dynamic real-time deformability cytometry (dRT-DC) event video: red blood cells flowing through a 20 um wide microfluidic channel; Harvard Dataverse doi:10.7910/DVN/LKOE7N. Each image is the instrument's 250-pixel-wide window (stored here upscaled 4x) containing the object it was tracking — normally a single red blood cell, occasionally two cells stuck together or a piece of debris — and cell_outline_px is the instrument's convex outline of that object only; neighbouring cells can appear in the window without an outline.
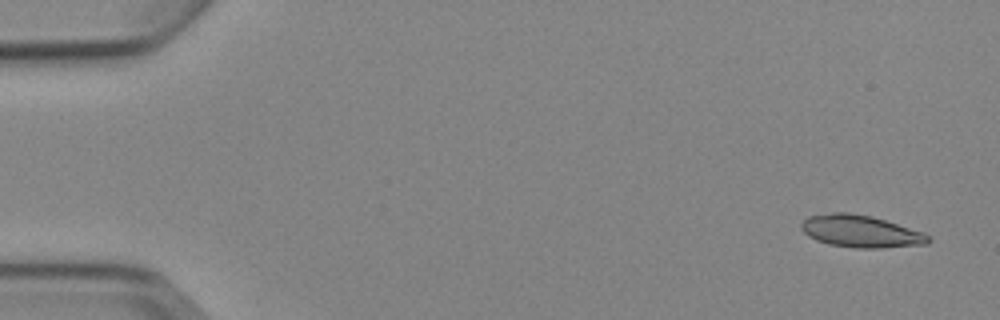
{"species": "Egyptian fruit bat (a non-hibernating species)", "species_latin": "Rousettus aegyptiacus", "temperature_condition": "cold", "stored_images_in_passage": 5, "camera_frame_rate_fps": 3000, "um_per_image_px": 0.085, "animal": {"sex": "female"}, "frame": {"image": 1, "passage_image": 1, "time_ms": 0.0, "image_size_px": [1000, 320], "cell_outline_px": [[932, 240], [928, 244], [880, 248], [856, 248], [828, 244], [816, 240], [808, 236], [800, 228], [800, 224], [808, 216], [832, 212], [848, 212], [872, 216], [924, 232]], "centroid_in_image_um": [73.15, 19.66], "position_along_channel_um": 11.8, "area_um2": 23.99}}
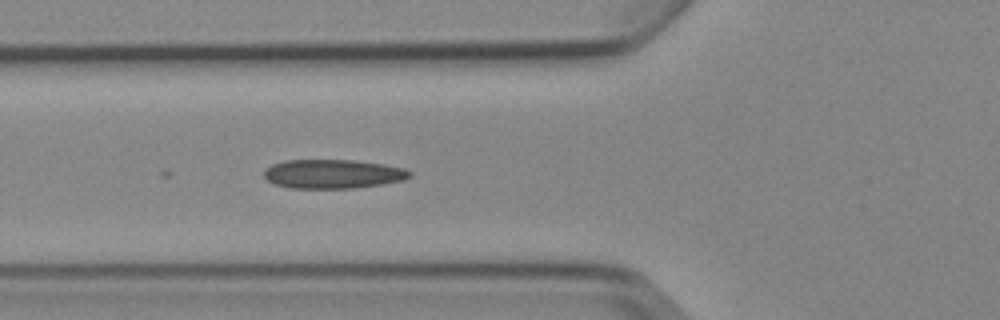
{"frame": {"image": 2, "passage_image": 5, "time_ms": 5.667, "image_size_px": [1000, 320], "cell_outline_px": [[412, 176], [404, 180], [356, 188], [288, 188], [272, 184], [264, 176], [264, 172], [272, 164], [284, 160], [352, 160], [384, 164], [404, 168], [412, 172]], "centroid_in_image_um": [28.3, 14.79], "position_along_channel_um": 97.5, "area_um2": 24.74}}